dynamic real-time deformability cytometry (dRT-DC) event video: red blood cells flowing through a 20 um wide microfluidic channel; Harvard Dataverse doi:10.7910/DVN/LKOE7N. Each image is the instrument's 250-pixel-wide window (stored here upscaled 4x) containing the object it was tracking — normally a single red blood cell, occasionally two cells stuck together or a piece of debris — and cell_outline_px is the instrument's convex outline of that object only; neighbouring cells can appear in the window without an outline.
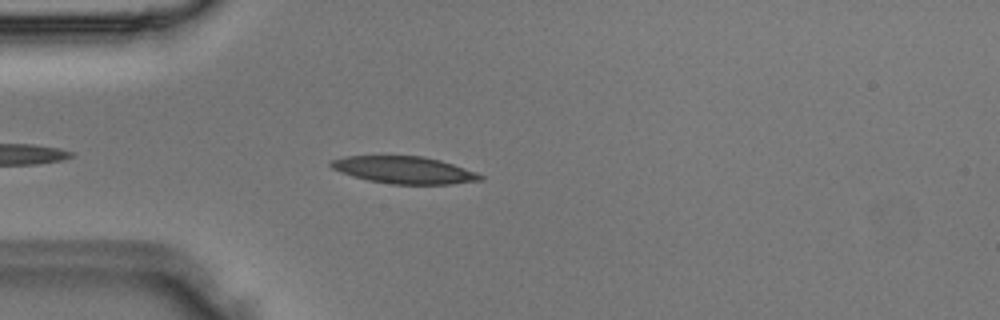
{"species": "Egyptian fruit bat (a non-hibernating species)", "species_latin": "Rousettus aegyptiacus", "temperature_condition": "room temperature", "stored_images_in_passage": 37, "camera_frame_rate_fps": 3000, "um_per_image_px": 0.085, "animal": {"sex": "male"}, "frame": {"image": 1, "passage_image": 4, "time_ms": 1.0, "image_size_px": [1000, 320], "cell_outline_px": [[484, 180], [448, 184], [392, 184], [368, 180], [352, 176], [340, 172], [332, 168], [328, 164], [328, 160], [344, 156], [424, 156], [440, 160], [476, 172], [484, 176]], "centroid_in_image_um": [34.32, 14.44], "position_along_channel_um": 50.7, "area_um2": 23.7}}
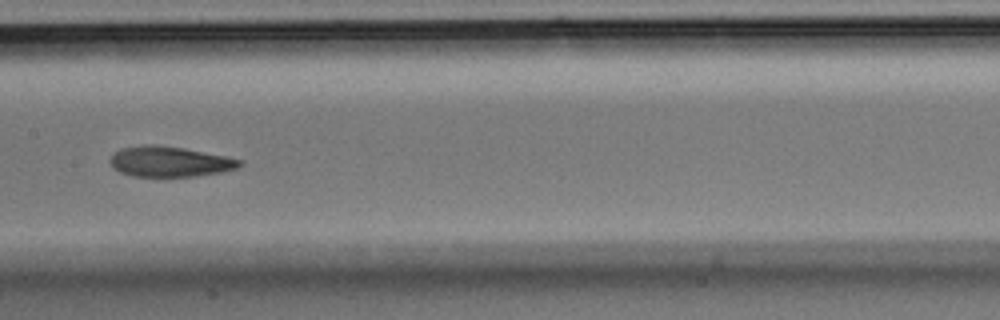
{"frame": {"image": 2, "passage_image": 15, "time_ms": 4.667, "image_size_px": [1000, 320], "cell_outline_px": [[244, 164], [236, 168], [224, 172], [196, 176], [132, 176], [120, 172], [112, 168], [108, 160], [112, 152], [120, 148], [144, 144], [156, 144], [184, 148], [244, 160]], "centroid_in_image_um": [14.38, 13.73], "position_along_channel_um": 193.0, "area_um2": 23.29}}
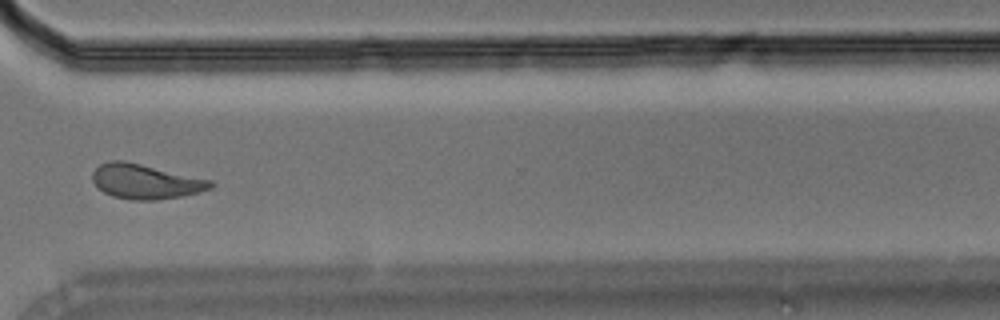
{"frame": {"image": 3, "passage_image": 27, "time_ms": 8.667, "image_size_px": [1000, 320], "cell_outline_px": [[212, 188], [200, 192], [184, 196], [156, 200], [132, 200], [112, 196], [104, 192], [92, 180], [92, 172], [100, 164], [112, 160], [124, 160], [212, 180]], "centroid_in_image_um": [12.37, 15.43], "position_along_channel_um": 358.2, "area_um2": 23.87}}